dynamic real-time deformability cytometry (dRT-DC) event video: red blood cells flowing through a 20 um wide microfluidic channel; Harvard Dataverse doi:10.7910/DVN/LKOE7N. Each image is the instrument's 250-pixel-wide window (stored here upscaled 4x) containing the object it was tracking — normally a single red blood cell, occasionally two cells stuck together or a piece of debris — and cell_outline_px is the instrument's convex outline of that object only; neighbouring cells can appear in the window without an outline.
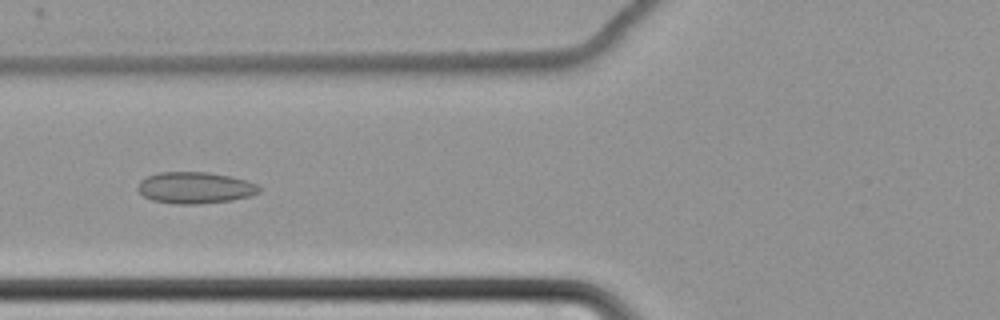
{"species": "common noctule bat (a hibernating species)", "species_latin": "Nyctalus noctula", "temperature_condition": "cold", "stored_images_in_passage": 65, "camera_frame_rate_fps": 3000, "um_per_image_px": 0.085, "animal": {"sex": "female", "body_mass_g": 22.7, "forearm_length_mm": 54.2}, "frame": {"image": 1, "passage_image": 29, "time_ms": 9.333, "image_size_px": [1000, 320], "cell_outline_px": [[260, 192], [252, 196], [232, 200], [196, 204], [172, 204], [152, 200], [144, 196], [136, 188], [140, 180], [148, 176], [160, 172], [208, 172], [228, 176], [244, 180], [256, 184], [260, 188]], "centroid_in_image_um": [16.56, 15.96], "position_along_channel_um": 109.2, "area_um2": 22.25}}
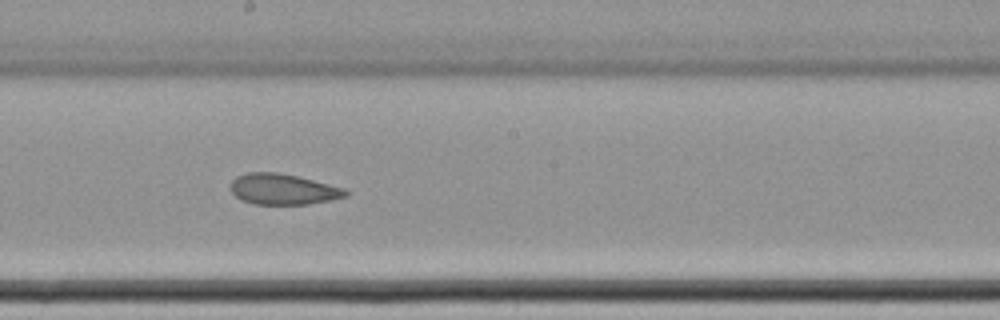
{"frame": {"image": 2, "passage_image": 39, "time_ms": 12.667, "image_size_px": [1000, 320], "cell_outline_px": [[348, 196], [332, 200], [308, 204], [252, 204], [240, 200], [232, 192], [232, 180], [236, 176], [248, 172], [276, 172], [296, 176], [344, 188], [348, 192]], "centroid_in_image_um": [24.05, 16.09], "position_along_channel_um": 224.2, "area_um2": 20.52}}
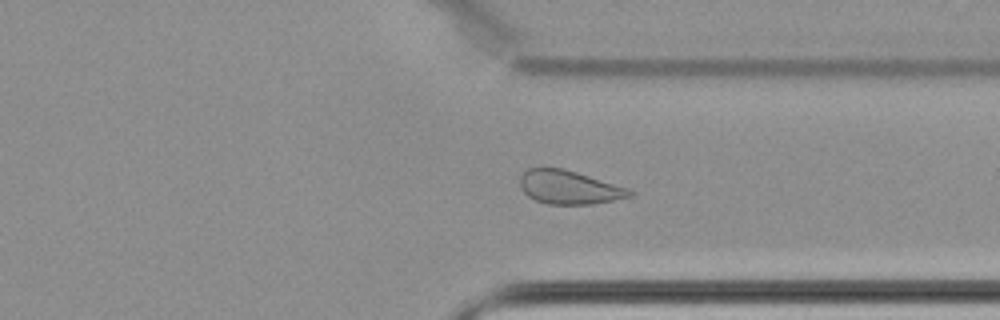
{"frame": {"image": 3, "passage_image": 51, "time_ms": 16.667, "image_size_px": [1000, 320], "cell_outline_px": [[636, 192], [632, 196], [592, 204], [548, 204], [536, 200], [528, 196], [520, 188], [520, 176], [528, 168], [564, 168], [628, 188]], "centroid_in_image_um": [48.37, 15.92], "position_along_channel_um": 363.0, "area_um2": 21.39}, "authors_computed_cell_mechanics": {"area_um2": 23.8714, "velocity_mm_per_s": 3.4468, "shape_relaxation_time_tau1_ms": null, "shape_relaxation_time_tau2_ms": 1.9167, "deformation_change_tau1": null, "deformation_change_tau2": 0.0743}}